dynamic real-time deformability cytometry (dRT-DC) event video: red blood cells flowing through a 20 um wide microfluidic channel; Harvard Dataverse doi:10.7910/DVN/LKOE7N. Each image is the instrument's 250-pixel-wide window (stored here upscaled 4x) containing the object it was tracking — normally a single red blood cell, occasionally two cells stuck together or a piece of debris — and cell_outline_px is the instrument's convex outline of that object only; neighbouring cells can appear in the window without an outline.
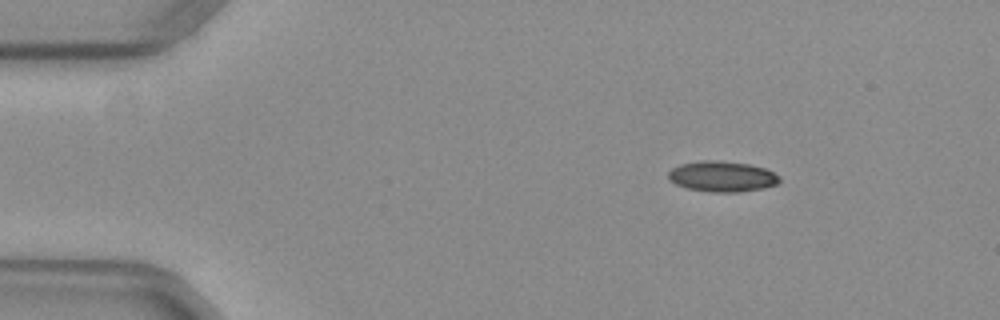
{"species": "common noctule bat (a hibernating species)", "species_latin": "Nyctalus noctula", "temperature_condition": "warm", "stored_images_in_passage": 45, "camera_frame_rate_fps": 3000, "um_per_image_px": 0.085, "animal": {"sex": "female", "body_mass_g": 29.2, "forearm_length_mm": 56.3}, "frame": {"image": 1, "passage_image": 1, "time_ms": 0.0, "image_size_px": [1000, 320], "cell_outline_px": [[780, 180], [776, 184], [764, 188], [736, 192], [712, 192], [688, 188], [676, 184], [668, 176], [668, 172], [672, 168], [680, 164], [700, 160], [720, 160], [748, 164], [768, 168], [780, 176]], "centroid_in_image_um": [61.41, 14.98], "position_along_channel_um": 23.6, "area_um2": 19.88}}
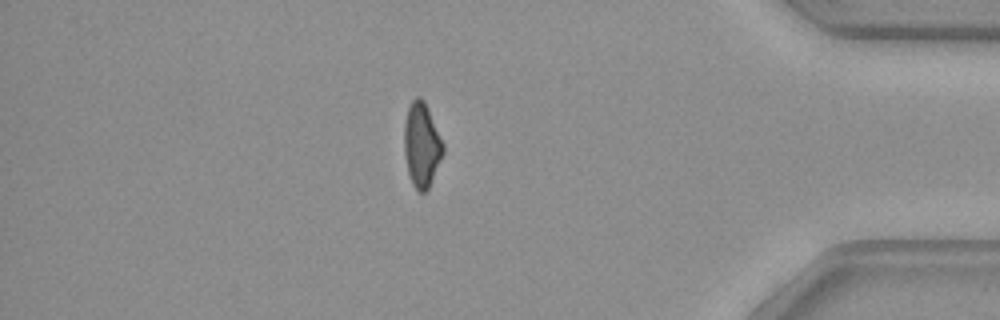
{"frame": {"image": 2, "passage_image": 38, "time_ms": 12.333, "image_size_px": [1000, 320], "cell_outline_px": [[444, 152], [432, 180], [428, 188], [424, 192], [420, 192], [412, 184], [408, 172], [404, 152], [404, 124], [408, 104], [416, 96], [420, 96], [424, 100], [444, 144]], "centroid_in_image_um": [35.83, 12.28], "position_along_channel_um": 399.4, "area_um2": 19.13}}
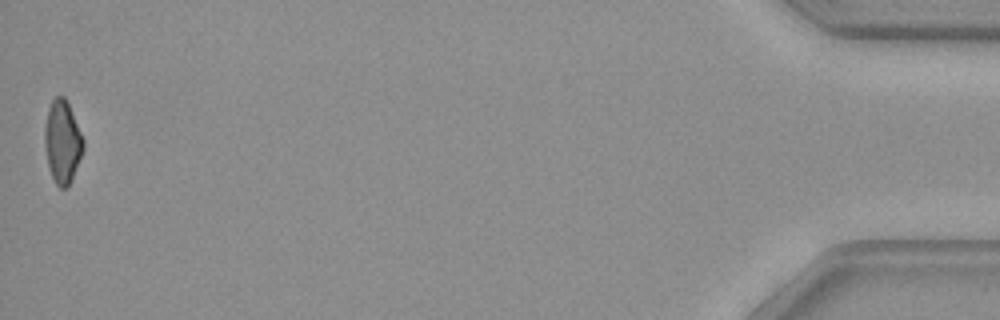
{"frame": {"image": 3, "passage_image": 45, "time_ms": 14.667, "image_size_px": [1000, 320], "cell_outline_px": [[84, 148], [72, 180], [68, 188], [60, 188], [56, 184], [52, 176], [48, 164], [44, 144], [44, 128], [48, 108], [52, 100], [56, 96], [64, 96], [68, 104], [84, 140]], "centroid_in_image_um": [5.3, 12.07], "position_along_channel_um": 429.9, "area_um2": 18.55}, "authors_computed_cell_mechanics": {"area_um2": 19.941, "velocity_mm_per_s": 3.9993, "shape_relaxation_time_tau1_ms": null, "shape_relaxation_time_tau2_ms": 2.1294, "deformation_change_tau1": null, "deformation_change_tau2": 0.0831}}